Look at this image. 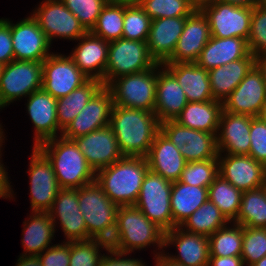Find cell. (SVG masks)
Returning <instances> with one entry per match:
<instances>
[{
  "mask_svg": "<svg viewBox=\"0 0 266 266\" xmlns=\"http://www.w3.org/2000/svg\"><path fill=\"white\" fill-rule=\"evenodd\" d=\"M110 127L124 156L146 157L160 131V122L153 112L114 105Z\"/></svg>",
  "mask_w": 266,
  "mask_h": 266,
  "instance_id": "6da1fadb",
  "label": "cell"
},
{
  "mask_svg": "<svg viewBox=\"0 0 266 266\" xmlns=\"http://www.w3.org/2000/svg\"><path fill=\"white\" fill-rule=\"evenodd\" d=\"M148 170L145 157L124 156L108 167L98 170L95 180L114 204L132 206L138 199Z\"/></svg>",
  "mask_w": 266,
  "mask_h": 266,
  "instance_id": "7a4b0ae2",
  "label": "cell"
},
{
  "mask_svg": "<svg viewBox=\"0 0 266 266\" xmlns=\"http://www.w3.org/2000/svg\"><path fill=\"white\" fill-rule=\"evenodd\" d=\"M60 136V139L51 138L37 146L52 163L60 188L79 189L95 181L96 173L75 141Z\"/></svg>",
  "mask_w": 266,
  "mask_h": 266,
  "instance_id": "3957f363",
  "label": "cell"
},
{
  "mask_svg": "<svg viewBox=\"0 0 266 266\" xmlns=\"http://www.w3.org/2000/svg\"><path fill=\"white\" fill-rule=\"evenodd\" d=\"M158 67L162 64L157 63L151 69L112 80L106 87L112 94L113 104L154 113Z\"/></svg>",
  "mask_w": 266,
  "mask_h": 266,
  "instance_id": "277c9868",
  "label": "cell"
},
{
  "mask_svg": "<svg viewBox=\"0 0 266 266\" xmlns=\"http://www.w3.org/2000/svg\"><path fill=\"white\" fill-rule=\"evenodd\" d=\"M156 61L149 54L147 42L120 38L109 42L105 86L123 75L153 68Z\"/></svg>",
  "mask_w": 266,
  "mask_h": 266,
  "instance_id": "5b68a950",
  "label": "cell"
},
{
  "mask_svg": "<svg viewBox=\"0 0 266 266\" xmlns=\"http://www.w3.org/2000/svg\"><path fill=\"white\" fill-rule=\"evenodd\" d=\"M172 182L150 170L146 173L136 203L134 204L148 219L165 232L173 229L171 213Z\"/></svg>",
  "mask_w": 266,
  "mask_h": 266,
  "instance_id": "8992f818",
  "label": "cell"
},
{
  "mask_svg": "<svg viewBox=\"0 0 266 266\" xmlns=\"http://www.w3.org/2000/svg\"><path fill=\"white\" fill-rule=\"evenodd\" d=\"M116 221L122 234L124 252L128 255L129 252L150 244L165 247V231L134 205L119 206Z\"/></svg>",
  "mask_w": 266,
  "mask_h": 266,
  "instance_id": "52a82bcc",
  "label": "cell"
},
{
  "mask_svg": "<svg viewBox=\"0 0 266 266\" xmlns=\"http://www.w3.org/2000/svg\"><path fill=\"white\" fill-rule=\"evenodd\" d=\"M43 62L13 60L0 76V109L42 88Z\"/></svg>",
  "mask_w": 266,
  "mask_h": 266,
  "instance_id": "ba28073f",
  "label": "cell"
},
{
  "mask_svg": "<svg viewBox=\"0 0 266 266\" xmlns=\"http://www.w3.org/2000/svg\"><path fill=\"white\" fill-rule=\"evenodd\" d=\"M200 10L208 20L211 36L248 40L253 7L235 6L222 0H214Z\"/></svg>",
  "mask_w": 266,
  "mask_h": 266,
  "instance_id": "9c48e42d",
  "label": "cell"
},
{
  "mask_svg": "<svg viewBox=\"0 0 266 266\" xmlns=\"http://www.w3.org/2000/svg\"><path fill=\"white\" fill-rule=\"evenodd\" d=\"M32 17L50 44L54 37L78 40L87 32L78 18L60 0H45L33 12Z\"/></svg>",
  "mask_w": 266,
  "mask_h": 266,
  "instance_id": "30bf717a",
  "label": "cell"
},
{
  "mask_svg": "<svg viewBox=\"0 0 266 266\" xmlns=\"http://www.w3.org/2000/svg\"><path fill=\"white\" fill-rule=\"evenodd\" d=\"M88 80L70 56L52 53L43 61L42 88L56 99L69 95Z\"/></svg>",
  "mask_w": 266,
  "mask_h": 266,
  "instance_id": "8fae6325",
  "label": "cell"
},
{
  "mask_svg": "<svg viewBox=\"0 0 266 266\" xmlns=\"http://www.w3.org/2000/svg\"><path fill=\"white\" fill-rule=\"evenodd\" d=\"M78 203L88 240L98 230L116 221L119 206L108 198L96 180L78 189Z\"/></svg>",
  "mask_w": 266,
  "mask_h": 266,
  "instance_id": "7c38bea8",
  "label": "cell"
},
{
  "mask_svg": "<svg viewBox=\"0 0 266 266\" xmlns=\"http://www.w3.org/2000/svg\"><path fill=\"white\" fill-rule=\"evenodd\" d=\"M30 194L32 212H47L61 189L52 163L33 146L30 160Z\"/></svg>",
  "mask_w": 266,
  "mask_h": 266,
  "instance_id": "4fadbf2b",
  "label": "cell"
},
{
  "mask_svg": "<svg viewBox=\"0 0 266 266\" xmlns=\"http://www.w3.org/2000/svg\"><path fill=\"white\" fill-rule=\"evenodd\" d=\"M266 99V82L254 65L223 102V111L257 117Z\"/></svg>",
  "mask_w": 266,
  "mask_h": 266,
  "instance_id": "5bb4252c",
  "label": "cell"
},
{
  "mask_svg": "<svg viewBox=\"0 0 266 266\" xmlns=\"http://www.w3.org/2000/svg\"><path fill=\"white\" fill-rule=\"evenodd\" d=\"M73 140L95 173L124 157L110 125Z\"/></svg>",
  "mask_w": 266,
  "mask_h": 266,
  "instance_id": "9a60e30c",
  "label": "cell"
},
{
  "mask_svg": "<svg viewBox=\"0 0 266 266\" xmlns=\"http://www.w3.org/2000/svg\"><path fill=\"white\" fill-rule=\"evenodd\" d=\"M113 106L112 94L103 86L62 132V136L73 140L109 125Z\"/></svg>",
  "mask_w": 266,
  "mask_h": 266,
  "instance_id": "2e32d148",
  "label": "cell"
},
{
  "mask_svg": "<svg viewBox=\"0 0 266 266\" xmlns=\"http://www.w3.org/2000/svg\"><path fill=\"white\" fill-rule=\"evenodd\" d=\"M219 175L242 192L266 185V167L249 155L218 154Z\"/></svg>",
  "mask_w": 266,
  "mask_h": 266,
  "instance_id": "e0dca14e",
  "label": "cell"
},
{
  "mask_svg": "<svg viewBox=\"0 0 266 266\" xmlns=\"http://www.w3.org/2000/svg\"><path fill=\"white\" fill-rule=\"evenodd\" d=\"M11 37L15 60L43 62L51 55V44L32 15L11 23Z\"/></svg>",
  "mask_w": 266,
  "mask_h": 266,
  "instance_id": "ac0fdd59",
  "label": "cell"
},
{
  "mask_svg": "<svg viewBox=\"0 0 266 266\" xmlns=\"http://www.w3.org/2000/svg\"><path fill=\"white\" fill-rule=\"evenodd\" d=\"M210 38L206 16L195 9L186 19L173 55L165 63H195Z\"/></svg>",
  "mask_w": 266,
  "mask_h": 266,
  "instance_id": "d6986e66",
  "label": "cell"
},
{
  "mask_svg": "<svg viewBox=\"0 0 266 266\" xmlns=\"http://www.w3.org/2000/svg\"><path fill=\"white\" fill-rule=\"evenodd\" d=\"M47 212L53 222L59 218L68 242L88 240L84 217L79 209L78 189L61 188Z\"/></svg>",
  "mask_w": 266,
  "mask_h": 266,
  "instance_id": "ffe728a7",
  "label": "cell"
},
{
  "mask_svg": "<svg viewBox=\"0 0 266 266\" xmlns=\"http://www.w3.org/2000/svg\"><path fill=\"white\" fill-rule=\"evenodd\" d=\"M165 247L176 244L179 255L169 256L173 262L184 266H208L210 258L209 238L207 236L185 232L176 226L165 232Z\"/></svg>",
  "mask_w": 266,
  "mask_h": 266,
  "instance_id": "44dd1931",
  "label": "cell"
},
{
  "mask_svg": "<svg viewBox=\"0 0 266 266\" xmlns=\"http://www.w3.org/2000/svg\"><path fill=\"white\" fill-rule=\"evenodd\" d=\"M78 40L81 42L70 54L74 64L89 79L100 80L105 86L109 42L93 35L90 31L86 32Z\"/></svg>",
  "mask_w": 266,
  "mask_h": 266,
  "instance_id": "7402d4cb",
  "label": "cell"
},
{
  "mask_svg": "<svg viewBox=\"0 0 266 266\" xmlns=\"http://www.w3.org/2000/svg\"><path fill=\"white\" fill-rule=\"evenodd\" d=\"M251 116L222 111L217 139L218 154L248 155L250 149Z\"/></svg>",
  "mask_w": 266,
  "mask_h": 266,
  "instance_id": "603a6c76",
  "label": "cell"
},
{
  "mask_svg": "<svg viewBox=\"0 0 266 266\" xmlns=\"http://www.w3.org/2000/svg\"><path fill=\"white\" fill-rule=\"evenodd\" d=\"M149 170L171 182L179 181L187 163L179 149L160 130L146 155Z\"/></svg>",
  "mask_w": 266,
  "mask_h": 266,
  "instance_id": "cb8c5ba5",
  "label": "cell"
},
{
  "mask_svg": "<svg viewBox=\"0 0 266 266\" xmlns=\"http://www.w3.org/2000/svg\"><path fill=\"white\" fill-rule=\"evenodd\" d=\"M186 19L187 17H165L152 20L147 46L156 63L163 64L173 55Z\"/></svg>",
  "mask_w": 266,
  "mask_h": 266,
  "instance_id": "d4e9b609",
  "label": "cell"
},
{
  "mask_svg": "<svg viewBox=\"0 0 266 266\" xmlns=\"http://www.w3.org/2000/svg\"><path fill=\"white\" fill-rule=\"evenodd\" d=\"M27 103V111L35 126V142L37 147L42 142L55 138L59 130L57 121V99L43 88L31 93Z\"/></svg>",
  "mask_w": 266,
  "mask_h": 266,
  "instance_id": "484cf974",
  "label": "cell"
},
{
  "mask_svg": "<svg viewBox=\"0 0 266 266\" xmlns=\"http://www.w3.org/2000/svg\"><path fill=\"white\" fill-rule=\"evenodd\" d=\"M165 69V70H163ZM157 71L154 113L160 123L175 120L188 103L176 78L166 69Z\"/></svg>",
  "mask_w": 266,
  "mask_h": 266,
  "instance_id": "4316f807",
  "label": "cell"
},
{
  "mask_svg": "<svg viewBox=\"0 0 266 266\" xmlns=\"http://www.w3.org/2000/svg\"><path fill=\"white\" fill-rule=\"evenodd\" d=\"M185 92L188 102L214 100L208 70L196 63H163Z\"/></svg>",
  "mask_w": 266,
  "mask_h": 266,
  "instance_id": "83f0119b",
  "label": "cell"
},
{
  "mask_svg": "<svg viewBox=\"0 0 266 266\" xmlns=\"http://www.w3.org/2000/svg\"><path fill=\"white\" fill-rule=\"evenodd\" d=\"M249 54L247 41L243 38L211 36L195 63L205 70H210L246 58Z\"/></svg>",
  "mask_w": 266,
  "mask_h": 266,
  "instance_id": "f1b7e54d",
  "label": "cell"
},
{
  "mask_svg": "<svg viewBox=\"0 0 266 266\" xmlns=\"http://www.w3.org/2000/svg\"><path fill=\"white\" fill-rule=\"evenodd\" d=\"M254 65L255 56L250 53L246 58L208 70L214 100L223 103Z\"/></svg>",
  "mask_w": 266,
  "mask_h": 266,
  "instance_id": "f546056e",
  "label": "cell"
},
{
  "mask_svg": "<svg viewBox=\"0 0 266 266\" xmlns=\"http://www.w3.org/2000/svg\"><path fill=\"white\" fill-rule=\"evenodd\" d=\"M222 111L223 103L217 100L188 102L175 121L194 130L217 134Z\"/></svg>",
  "mask_w": 266,
  "mask_h": 266,
  "instance_id": "4dcf8cb0",
  "label": "cell"
},
{
  "mask_svg": "<svg viewBox=\"0 0 266 266\" xmlns=\"http://www.w3.org/2000/svg\"><path fill=\"white\" fill-rule=\"evenodd\" d=\"M208 200V188L172 182L170 203L173 228L181 226L203 203Z\"/></svg>",
  "mask_w": 266,
  "mask_h": 266,
  "instance_id": "1f68e13d",
  "label": "cell"
},
{
  "mask_svg": "<svg viewBox=\"0 0 266 266\" xmlns=\"http://www.w3.org/2000/svg\"><path fill=\"white\" fill-rule=\"evenodd\" d=\"M97 79H89L69 95L57 99L56 113L60 133L74 120L91 98L103 87Z\"/></svg>",
  "mask_w": 266,
  "mask_h": 266,
  "instance_id": "d6a6232c",
  "label": "cell"
},
{
  "mask_svg": "<svg viewBox=\"0 0 266 266\" xmlns=\"http://www.w3.org/2000/svg\"><path fill=\"white\" fill-rule=\"evenodd\" d=\"M30 219L24 222L22 245L25 253L22 255H39L49 248L56 225L48 212L34 211Z\"/></svg>",
  "mask_w": 266,
  "mask_h": 266,
  "instance_id": "836d02e7",
  "label": "cell"
},
{
  "mask_svg": "<svg viewBox=\"0 0 266 266\" xmlns=\"http://www.w3.org/2000/svg\"><path fill=\"white\" fill-rule=\"evenodd\" d=\"M233 222L243 227L266 228V185L242 193L239 214Z\"/></svg>",
  "mask_w": 266,
  "mask_h": 266,
  "instance_id": "e575fe53",
  "label": "cell"
},
{
  "mask_svg": "<svg viewBox=\"0 0 266 266\" xmlns=\"http://www.w3.org/2000/svg\"><path fill=\"white\" fill-rule=\"evenodd\" d=\"M228 222L230 221L219 208L207 200L184 221L181 227L185 226L187 232L209 237Z\"/></svg>",
  "mask_w": 266,
  "mask_h": 266,
  "instance_id": "d590c367",
  "label": "cell"
},
{
  "mask_svg": "<svg viewBox=\"0 0 266 266\" xmlns=\"http://www.w3.org/2000/svg\"><path fill=\"white\" fill-rule=\"evenodd\" d=\"M242 193L218 175L208 187V200L214 203L231 223L239 214Z\"/></svg>",
  "mask_w": 266,
  "mask_h": 266,
  "instance_id": "8d00e7d4",
  "label": "cell"
},
{
  "mask_svg": "<svg viewBox=\"0 0 266 266\" xmlns=\"http://www.w3.org/2000/svg\"><path fill=\"white\" fill-rule=\"evenodd\" d=\"M217 134L187 127V144L179 148L186 162L218 159Z\"/></svg>",
  "mask_w": 266,
  "mask_h": 266,
  "instance_id": "74e56055",
  "label": "cell"
},
{
  "mask_svg": "<svg viewBox=\"0 0 266 266\" xmlns=\"http://www.w3.org/2000/svg\"><path fill=\"white\" fill-rule=\"evenodd\" d=\"M123 21L124 4L109 0L90 32L108 42L118 40L123 35Z\"/></svg>",
  "mask_w": 266,
  "mask_h": 266,
  "instance_id": "f35d334b",
  "label": "cell"
},
{
  "mask_svg": "<svg viewBox=\"0 0 266 266\" xmlns=\"http://www.w3.org/2000/svg\"><path fill=\"white\" fill-rule=\"evenodd\" d=\"M208 238L210 256H241L243 226L235 222L233 228L225 225Z\"/></svg>",
  "mask_w": 266,
  "mask_h": 266,
  "instance_id": "ab89813d",
  "label": "cell"
},
{
  "mask_svg": "<svg viewBox=\"0 0 266 266\" xmlns=\"http://www.w3.org/2000/svg\"><path fill=\"white\" fill-rule=\"evenodd\" d=\"M152 19L140 5L124 4L122 37L129 40L147 42Z\"/></svg>",
  "mask_w": 266,
  "mask_h": 266,
  "instance_id": "60d3db41",
  "label": "cell"
},
{
  "mask_svg": "<svg viewBox=\"0 0 266 266\" xmlns=\"http://www.w3.org/2000/svg\"><path fill=\"white\" fill-rule=\"evenodd\" d=\"M218 175V159L187 162L179 181L188 185L208 188Z\"/></svg>",
  "mask_w": 266,
  "mask_h": 266,
  "instance_id": "b9f144b4",
  "label": "cell"
},
{
  "mask_svg": "<svg viewBox=\"0 0 266 266\" xmlns=\"http://www.w3.org/2000/svg\"><path fill=\"white\" fill-rule=\"evenodd\" d=\"M140 6L152 20L188 17L195 10L188 0H144Z\"/></svg>",
  "mask_w": 266,
  "mask_h": 266,
  "instance_id": "7bdbcfd3",
  "label": "cell"
},
{
  "mask_svg": "<svg viewBox=\"0 0 266 266\" xmlns=\"http://www.w3.org/2000/svg\"><path fill=\"white\" fill-rule=\"evenodd\" d=\"M266 256V228L243 227L241 258L243 263L253 265Z\"/></svg>",
  "mask_w": 266,
  "mask_h": 266,
  "instance_id": "ee69618b",
  "label": "cell"
},
{
  "mask_svg": "<svg viewBox=\"0 0 266 266\" xmlns=\"http://www.w3.org/2000/svg\"><path fill=\"white\" fill-rule=\"evenodd\" d=\"M247 44L254 56L266 53V5L262 2L253 7Z\"/></svg>",
  "mask_w": 266,
  "mask_h": 266,
  "instance_id": "f6af8a7d",
  "label": "cell"
},
{
  "mask_svg": "<svg viewBox=\"0 0 266 266\" xmlns=\"http://www.w3.org/2000/svg\"><path fill=\"white\" fill-rule=\"evenodd\" d=\"M79 20L87 32L95 26L101 10L109 0H60Z\"/></svg>",
  "mask_w": 266,
  "mask_h": 266,
  "instance_id": "bcb514c9",
  "label": "cell"
},
{
  "mask_svg": "<svg viewBox=\"0 0 266 266\" xmlns=\"http://www.w3.org/2000/svg\"><path fill=\"white\" fill-rule=\"evenodd\" d=\"M95 243L89 239L70 242L69 266H98L102 254Z\"/></svg>",
  "mask_w": 266,
  "mask_h": 266,
  "instance_id": "7dc6e473",
  "label": "cell"
},
{
  "mask_svg": "<svg viewBox=\"0 0 266 266\" xmlns=\"http://www.w3.org/2000/svg\"><path fill=\"white\" fill-rule=\"evenodd\" d=\"M90 239L95 243L98 249L99 247H103L110 254L124 252L123 238L117 221L104 226L94 233Z\"/></svg>",
  "mask_w": 266,
  "mask_h": 266,
  "instance_id": "c3c4849f",
  "label": "cell"
},
{
  "mask_svg": "<svg viewBox=\"0 0 266 266\" xmlns=\"http://www.w3.org/2000/svg\"><path fill=\"white\" fill-rule=\"evenodd\" d=\"M249 156L266 167V123L259 117L251 118Z\"/></svg>",
  "mask_w": 266,
  "mask_h": 266,
  "instance_id": "681fc988",
  "label": "cell"
},
{
  "mask_svg": "<svg viewBox=\"0 0 266 266\" xmlns=\"http://www.w3.org/2000/svg\"><path fill=\"white\" fill-rule=\"evenodd\" d=\"M38 258L42 266H69L70 242L52 245L39 254Z\"/></svg>",
  "mask_w": 266,
  "mask_h": 266,
  "instance_id": "f907efd6",
  "label": "cell"
},
{
  "mask_svg": "<svg viewBox=\"0 0 266 266\" xmlns=\"http://www.w3.org/2000/svg\"><path fill=\"white\" fill-rule=\"evenodd\" d=\"M15 60L11 37V22L0 19V64L6 65Z\"/></svg>",
  "mask_w": 266,
  "mask_h": 266,
  "instance_id": "816d5d0a",
  "label": "cell"
},
{
  "mask_svg": "<svg viewBox=\"0 0 266 266\" xmlns=\"http://www.w3.org/2000/svg\"><path fill=\"white\" fill-rule=\"evenodd\" d=\"M160 130L178 149L187 144V127L180 125L175 120L160 123Z\"/></svg>",
  "mask_w": 266,
  "mask_h": 266,
  "instance_id": "f5cc1de1",
  "label": "cell"
},
{
  "mask_svg": "<svg viewBox=\"0 0 266 266\" xmlns=\"http://www.w3.org/2000/svg\"><path fill=\"white\" fill-rule=\"evenodd\" d=\"M125 252L123 253H112L111 255H101L100 262L98 266H145V263H142L140 260L136 259H128V258H119L125 256ZM113 256V257H112ZM115 256V258H114Z\"/></svg>",
  "mask_w": 266,
  "mask_h": 266,
  "instance_id": "db71d44e",
  "label": "cell"
},
{
  "mask_svg": "<svg viewBox=\"0 0 266 266\" xmlns=\"http://www.w3.org/2000/svg\"><path fill=\"white\" fill-rule=\"evenodd\" d=\"M208 266H244L241 256H210Z\"/></svg>",
  "mask_w": 266,
  "mask_h": 266,
  "instance_id": "11a10c76",
  "label": "cell"
},
{
  "mask_svg": "<svg viewBox=\"0 0 266 266\" xmlns=\"http://www.w3.org/2000/svg\"><path fill=\"white\" fill-rule=\"evenodd\" d=\"M4 165L1 163L0 161V198H7V197H13V193L11 194L12 192V189H10L11 185L8 181V176H7V173L5 171V167H3Z\"/></svg>",
  "mask_w": 266,
  "mask_h": 266,
  "instance_id": "9f6ffc18",
  "label": "cell"
},
{
  "mask_svg": "<svg viewBox=\"0 0 266 266\" xmlns=\"http://www.w3.org/2000/svg\"><path fill=\"white\" fill-rule=\"evenodd\" d=\"M16 266H42L38 255H22L18 259Z\"/></svg>",
  "mask_w": 266,
  "mask_h": 266,
  "instance_id": "6f0895ef",
  "label": "cell"
},
{
  "mask_svg": "<svg viewBox=\"0 0 266 266\" xmlns=\"http://www.w3.org/2000/svg\"><path fill=\"white\" fill-rule=\"evenodd\" d=\"M155 255L156 258V265L155 266H184L178 263L173 262L170 258L167 257V254H160Z\"/></svg>",
  "mask_w": 266,
  "mask_h": 266,
  "instance_id": "680465c9",
  "label": "cell"
},
{
  "mask_svg": "<svg viewBox=\"0 0 266 266\" xmlns=\"http://www.w3.org/2000/svg\"><path fill=\"white\" fill-rule=\"evenodd\" d=\"M255 65L260 70L266 82V53L255 56Z\"/></svg>",
  "mask_w": 266,
  "mask_h": 266,
  "instance_id": "91938a15",
  "label": "cell"
},
{
  "mask_svg": "<svg viewBox=\"0 0 266 266\" xmlns=\"http://www.w3.org/2000/svg\"><path fill=\"white\" fill-rule=\"evenodd\" d=\"M222 1L241 7H255L256 5L262 2V0H222Z\"/></svg>",
  "mask_w": 266,
  "mask_h": 266,
  "instance_id": "94428289",
  "label": "cell"
},
{
  "mask_svg": "<svg viewBox=\"0 0 266 266\" xmlns=\"http://www.w3.org/2000/svg\"><path fill=\"white\" fill-rule=\"evenodd\" d=\"M214 0H188V2L195 8L200 10L203 6L212 3Z\"/></svg>",
  "mask_w": 266,
  "mask_h": 266,
  "instance_id": "6125c7cd",
  "label": "cell"
},
{
  "mask_svg": "<svg viewBox=\"0 0 266 266\" xmlns=\"http://www.w3.org/2000/svg\"><path fill=\"white\" fill-rule=\"evenodd\" d=\"M115 2H119L126 5H140L144 0H113Z\"/></svg>",
  "mask_w": 266,
  "mask_h": 266,
  "instance_id": "be15d7a7",
  "label": "cell"
},
{
  "mask_svg": "<svg viewBox=\"0 0 266 266\" xmlns=\"http://www.w3.org/2000/svg\"><path fill=\"white\" fill-rule=\"evenodd\" d=\"M257 117H259L262 121L266 123V99L264 100L261 111Z\"/></svg>",
  "mask_w": 266,
  "mask_h": 266,
  "instance_id": "e7e4bbea",
  "label": "cell"
},
{
  "mask_svg": "<svg viewBox=\"0 0 266 266\" xmlns=\"http://www.w3.org/2000/svg\"><path fill=\"white\" fill-rule=\"evenodd\" d=\"M252 266H266V256L255 262Z\"/></svg>",
  "mask_w": 266,
  "mask_h": 266,
  "instance_id": "03108f58",
  "label": "cell"
},
{
  "mask_svg": "<svg viewBox=\"0 0 266 266\" xmlns=\"http://www.w3.org/2000/svg\"><path fill=\"white\" fill-rule=\"evenodd\" d=\"M1 127H2V126L0 125V148L2 147V142H3L2 139H3V137H4V136H3V131H2V129H1ZM0 152H1V150H0ZM0 156H1V154H0Z\"/></svg>",
  "mask_w": 266,
  "mask_h": 266,
  "instance_id": "003e7915",
  "label": "cell"
},
{
  "mask_svg": "<svg viewBox=\"0 0 266 266\" xmlns=\"http://www.w3.org/2000/svg\"><path fill=\"white\" fill-rule=\"evenodd\" d=\"M2 68H3V65L0 64V76H1Z\"/></svg>",
  "mask_w": 266,
  "mask_h": 266,
  "instance_id": "a7ac6f4b",
  "label": "cell"
}]
</instances>
